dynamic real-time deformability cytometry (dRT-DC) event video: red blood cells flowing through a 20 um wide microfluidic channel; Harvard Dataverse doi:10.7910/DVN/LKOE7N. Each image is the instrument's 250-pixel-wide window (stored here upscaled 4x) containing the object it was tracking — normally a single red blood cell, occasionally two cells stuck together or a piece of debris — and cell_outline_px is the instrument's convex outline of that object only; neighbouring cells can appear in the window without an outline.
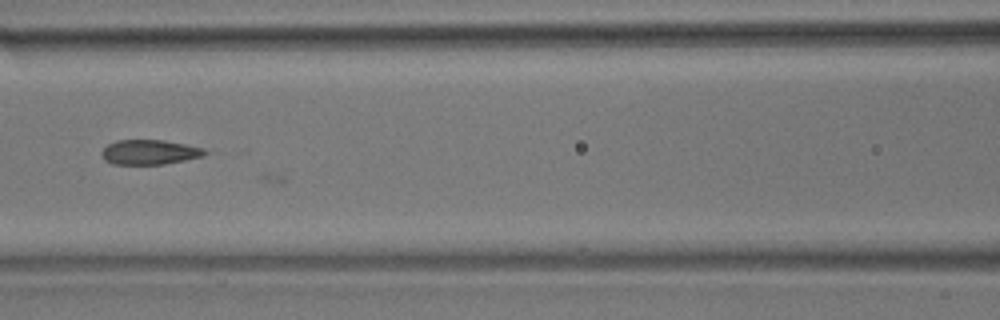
{"species": "common noctule bat (a hibernating species)", "species_latin": "Nyctalus noctula", "temperature_condition": "room temperature", "stored_images_in_passage": 28, "camera_frame_rate_fps": 3000, "um_per_image_px": 0.085, "animal": {"sex": "male", "body_mass_g": 17.9}, "frame": {"image": 1, "passage_image": 23, "time_ms": 7.333, "image_size_px": [1000, 320], "cell_outline_px": [[212, 152], [204, 156], [164, 164], [112, 164], [104, 160], [100, 152], [108, 144], [116, 140], [164, 140], [204, 148]], "centroid_in_image_um": [12.74, 12.93], "position_along_channel_um": 153.9, "area_um2": 15.03}}